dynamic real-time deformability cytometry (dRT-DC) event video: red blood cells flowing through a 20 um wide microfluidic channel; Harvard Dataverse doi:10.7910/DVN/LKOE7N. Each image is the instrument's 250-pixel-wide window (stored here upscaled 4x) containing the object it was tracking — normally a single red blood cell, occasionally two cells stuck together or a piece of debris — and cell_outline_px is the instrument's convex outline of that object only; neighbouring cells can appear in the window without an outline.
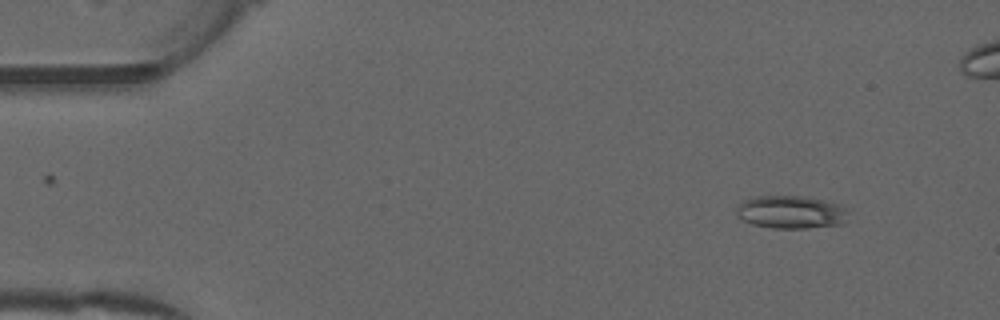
{"species": "common noctule bat (a hibernating species)", "species_latin": "Nyctalus noctula", "temperature_condition": "warm", "stored_images_in_passage": 51, "camera_frame_rate_fps": 3000, "um_per_image_px": 0.085, "animal": {"sex": "male", "forearm_length_mm": 52.5}, "frame": {"image": 1, "passage_image": 4, "time_ms": 1.0, "image_size_px": [1000, 320], "cell_outline_px": [[848, 212], [844, 224], [804, 228], [772, 228], [752, 224], [736, 216], [736, 208], [744, 200], [756, 196], [804, 196], [824, 200], [840, 204], [848, 208]], "centroid_in_image_um": [67.25, 18.02], "position_along_channel_um": 17.7, "area_um2": 21.62}}
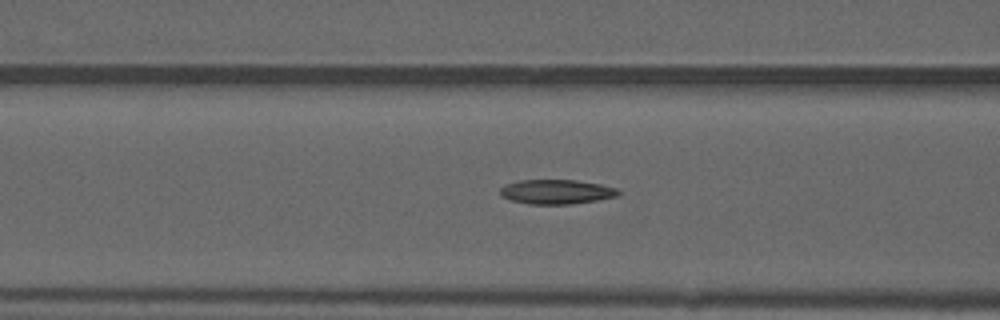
{"frame": {"image": 2, "passage_image": 19, "time_ms": 6.0, "image_size_px": [1000, 320], "cell_outline_px": [[620, 196], [572, 204], [528, 204], [512, 200], [504, 196], [500, 192], [500, 188], [508, 184], [520, 180], [576, 180], [600, 184], [616, 188], [620, 192]], "centroid_in_image_um": [47.35, 16.3], "position_along_channel_um": 119.3, "area_um2": 16.7}}
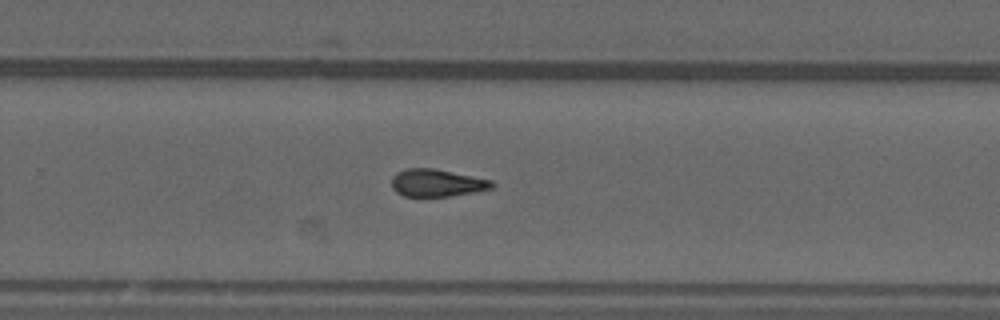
{"frame": {"image": 3, "passage_image": 32, "time_ms": 10.333, "image_size_px": [1000, 320], "cell_outline_px": [[496, 184], [492, 188], [472, 192], [448, 196], [404, 196], [396, 192], [392, 188], [392, 176], [396, 172], [404, 168], [432, 168], [492, 180]], "centroid_in_image_um": [37.1, 15.54], "position_along_channel_um": 292.7, "area_um2": 15.95}, "authors_computed_cell_mechanics": {"area_um2": 16.5886, "velocity_mm_per_s": 4.0024, "shape_relaxation_time_tau1_ms": null, "shape_relaxation_time_tau2_ms": 3.2, "deformation_change_tau1": null, "deformation_change_tau2": 0.1051}}